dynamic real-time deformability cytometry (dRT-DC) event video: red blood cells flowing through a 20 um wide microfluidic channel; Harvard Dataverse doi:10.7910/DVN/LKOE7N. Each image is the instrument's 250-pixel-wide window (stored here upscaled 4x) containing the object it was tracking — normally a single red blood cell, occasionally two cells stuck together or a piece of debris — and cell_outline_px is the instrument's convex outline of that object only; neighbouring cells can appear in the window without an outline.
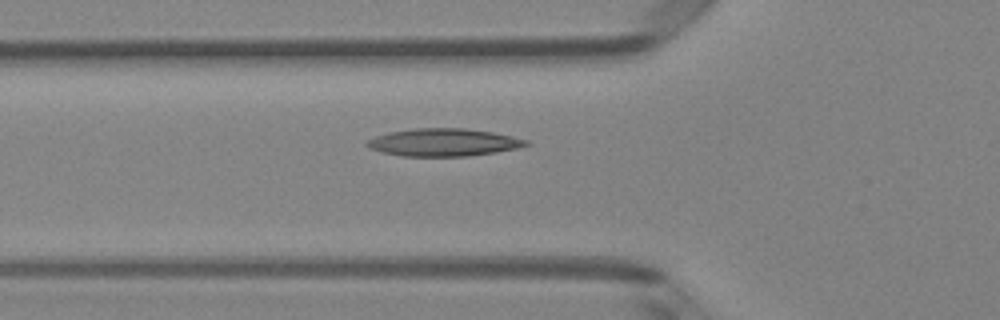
{"species": "Egyptian fruit bat (a non-hibernating species)", "species_latin": "Rousettus aegyptiacus", "temperature_condition": "room temperature", "stored_images_in_passage": 37, "camera_frame_rate_fps": 3000, "um_per_image_px": 0.085, "animal": {"sex": "female"}, "frame": {"image": 1, "passage_image": 9, "time_ms": 2.667, "image_size_px": [1000, 320], "cell_outline_px": [[532, 144], [520, 148], [496, 152], [468, 156], [400, 156], [368, 148], [364, 144], [368, 140], [376, 136], [392, 132], [416, 128], [464, 128], [492, 132], [512, 136], [528, 140]], "centroid_in_image_um": [37.75, 12.1], "position_along_channel_um": 88.1, "area_um2": 25.61}}
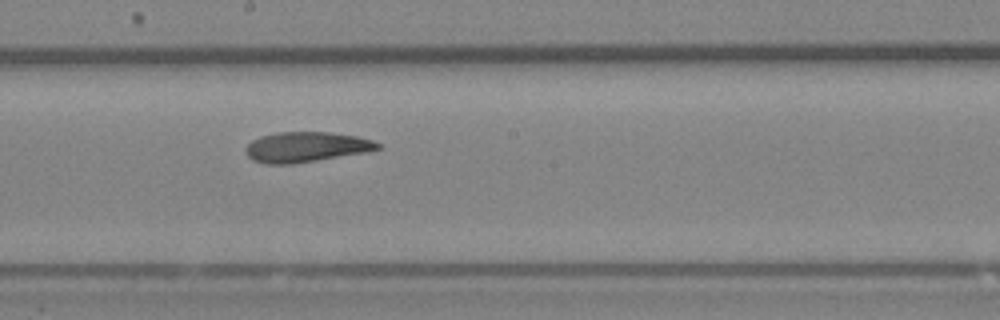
{"frame": {"image": 2, "passage_image": 19, "time_ms": 6.0, "image_size_px": [1000, 320], "cell_outline_px": [[380, 148], [364, 152], [292, 164], [264, 164], [252, 160], [248, 156], [244, 148], [252, 140], [260, 136], [276, 132], [328, 132], [356, 136], [372, 140], [380, 144]], "centroid_in_image_um": [25.95, 12.49], "position_along_channel_um": 222.2, "area_um2": 23.06}}
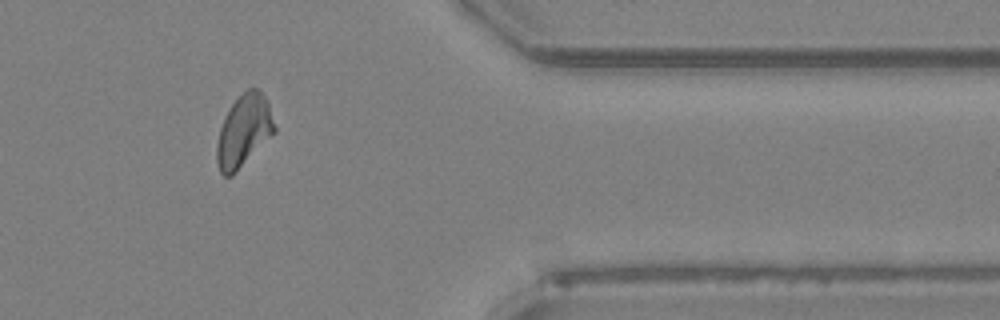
{"frame": {"image": 3, "passage_image": 33, "time_ms": 10.667, "image_size_px": [1000, 320], "cell_outline_px": [[276, 132], [232, 176], [224, 176], [220, 172], [216, 160], [216, 144], [220, 128], [224, 116], [232, 104], [248, 88], [256, 88], [264, 96], [268, 104], [276, 128]], "centroid_in_image_um": [20.71, 11.16], "position_along_channel_um": 390.7, "area_um2": 24.04}}